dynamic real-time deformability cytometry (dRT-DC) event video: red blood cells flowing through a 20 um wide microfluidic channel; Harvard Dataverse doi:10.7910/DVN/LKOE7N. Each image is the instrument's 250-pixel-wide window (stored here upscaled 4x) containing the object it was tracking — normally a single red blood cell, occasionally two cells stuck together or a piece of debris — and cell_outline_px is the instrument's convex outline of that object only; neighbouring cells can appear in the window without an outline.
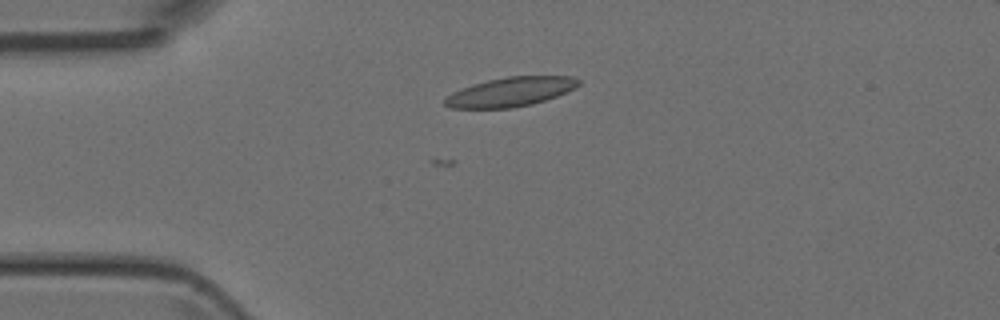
{"species": "Egyptian fruit bat (a non-hibernating species)", "species_latin": "Rousettus aegyptiacus", "temperature_condition": "room temperature", "stored_images_in_passage": 2, "camera_frame_rate_fps": 3000, "um_per_image_px": 0.085, "animal": {"sex": "female"}, "frame": {"image": 1, "passage_image": 2, "time_ms": 0.333, "image_size_px": [1000, 320], "cell_outline_px": [[580, 84], [576, 88], [556, 96], [532, 104], [512, 108], [452, 108], [444, 104], [444, 100], [452, 92], [460, 88], [472, 84], [488, 80], [508, 76], [572, 76], [580, 80]], "centroid_in_image_um": [43.4, 7.8], "position_along_channel_um": 41.6, "area_um2": 22.77}}